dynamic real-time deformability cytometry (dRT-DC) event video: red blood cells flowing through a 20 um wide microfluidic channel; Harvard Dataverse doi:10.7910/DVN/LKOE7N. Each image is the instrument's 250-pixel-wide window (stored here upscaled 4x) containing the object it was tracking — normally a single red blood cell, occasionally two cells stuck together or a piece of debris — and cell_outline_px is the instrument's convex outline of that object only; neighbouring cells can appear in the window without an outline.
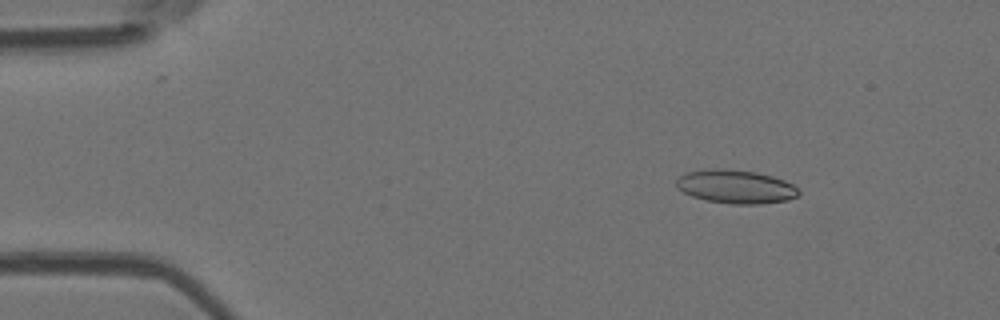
{"species": "Egyptian fruit bat (a non-hibernating species)", "species_latin": "Rousettus aegyptiacus", "temperature_condition": "room temperature", "stored_images_in_passage": 4, "camera_frame_rate_fps": 3000, "um_per_image_px": 0.085, "animal": {"sex": "female"}, "frame": {"image": 1, "passage_image": 2, "time_ms": 1.0, "image_size_px": [1000, 320], "cell_outline_px": [[800, 196], [788, 200], [760, 204], [732, 204], [708, 200], [692, 196], [676, 188], [676, 180], [684, 172], [704, 168], [720, 168], [756, 172], [772, 176], [784, 180], [792, 184], [800, 192]], "centroid_in_image_um": [62.52, 15.85], "position_along_channel_um": 22.5, "area_um2": 24.1}}